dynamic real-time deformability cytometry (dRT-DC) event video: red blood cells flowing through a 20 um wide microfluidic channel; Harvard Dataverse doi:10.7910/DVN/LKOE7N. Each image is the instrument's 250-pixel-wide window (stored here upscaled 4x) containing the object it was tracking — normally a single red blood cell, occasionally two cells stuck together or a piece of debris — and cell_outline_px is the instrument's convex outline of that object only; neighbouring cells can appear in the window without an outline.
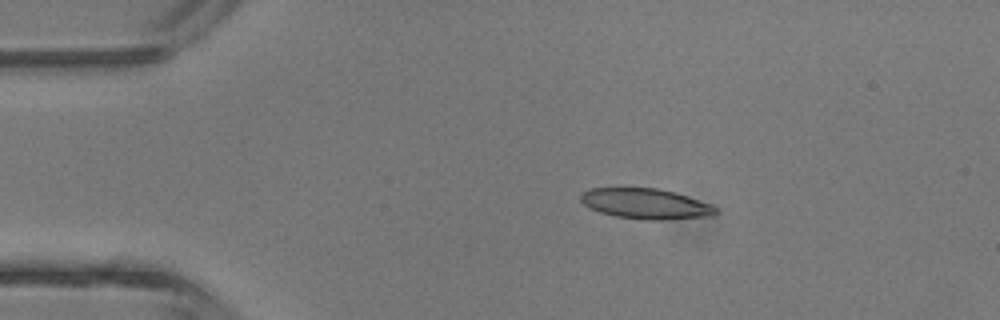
{"species": "common noctule bat (a hibernating species)", "species_latin": "Nyctalus noctula", "temperature_condition": "room temperature", "stored_images_in_passage": 2, "camera_frame_rate_fps": 3000, "um_per_image_px": 0.085, "animal": {"sex": "male", "body_mass_g": 13.3}, "frame": {"image": 1, "passage_image": 1, "time_ms": 0.0, "image_size_px": [1000, 320], "cell_outline_px": [[716, 212], [712, 216], [664, 220], [644, 220], [616, 216], [600, 212], [588, 208], [580, 200], [580, 196], [584, 192], [592, 188], [656, 188], [688, 196], [712, 204], [716, 208]], "centroid_in_image_um": [54.89, 17.33], "position_along_channel_um": 30.1, "area_um2": 23.87}}